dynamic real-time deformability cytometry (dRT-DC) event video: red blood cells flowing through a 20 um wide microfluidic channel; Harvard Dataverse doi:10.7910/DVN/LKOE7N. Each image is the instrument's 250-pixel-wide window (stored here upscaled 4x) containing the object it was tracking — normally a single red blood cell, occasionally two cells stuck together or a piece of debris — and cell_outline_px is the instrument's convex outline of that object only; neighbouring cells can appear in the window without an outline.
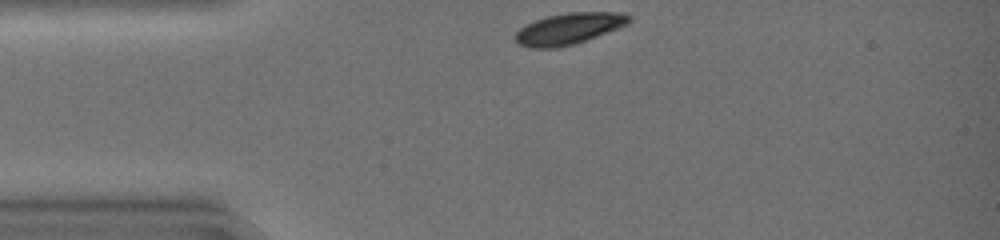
{"species": "common noctule bat (a hibernating species)", "species_latin": "Nyctalus noctula", "temperature_condition": "warm", "stored_images_in_passage": 14, "camera_frame_rate_fps": 3000, "um_per_image_px": 0.085, "animal": {"sex": "female", "body_mass_g": 19.0, "forearm_length_mm": 51.5}, "frame": {"image": 1, "passage_image": 1, "time_ms": 0.0, "image_size_px": [1000, 240], "cell_outline_px": [[632, 20], [628, 24], [596, 36], [572, 44], [556, 48], [532, 48], [516, 44], [516, 32], [520, 28], [544, 16], [568, 12], [624, 12], [632, 16]], "centroid_in_image_um": [48.37, 2.42], "position_along_channel_um": 36.6, "area_um2": 20.69}}
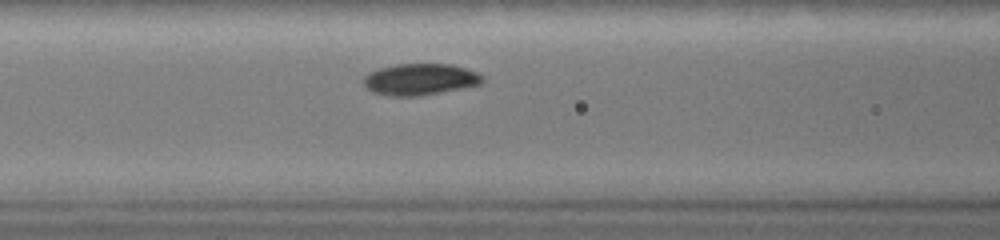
{"frame": {"image": 2, "passage_image": 10, "time_ms": 3.0, "image_size_px": [1000, 240], "cell_outline_px": [[484, 80], [480, 84], [420, 96], [388, 96], [372, 92], [364, 84], [364, 76], [368, 72], [380, 68], [396, 64], [452, 64], [476, 72], [484, 76]], "centroid_in_image_um": [35.68, 6.74], "position_along_channel_um": 130.9, "area_um2": 21.73}}